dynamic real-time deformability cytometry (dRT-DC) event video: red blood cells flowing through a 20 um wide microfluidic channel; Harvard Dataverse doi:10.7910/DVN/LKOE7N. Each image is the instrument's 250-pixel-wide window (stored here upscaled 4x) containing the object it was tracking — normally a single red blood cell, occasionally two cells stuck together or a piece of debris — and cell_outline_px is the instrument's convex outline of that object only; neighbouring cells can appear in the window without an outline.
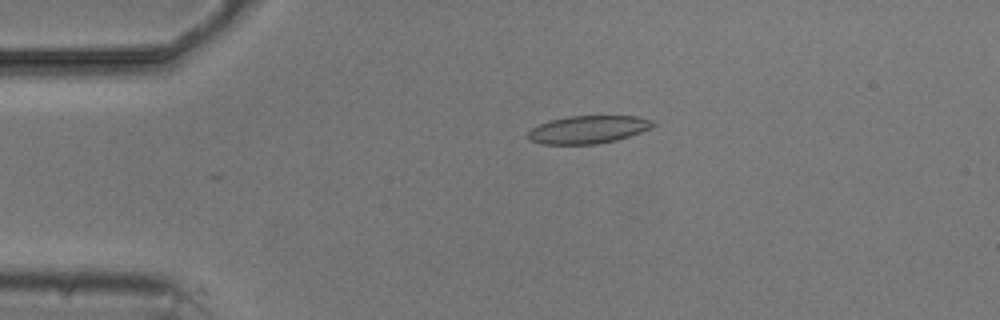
{"species": "common noctule bat (a hibernating species)", "species_latin": "Nyctalus noctula", "temperature_condition": "cold", "stored_images_in_passage": 3, "camera_frame_rate_fps": 3000, "um_per_image_px": 0.085, "animal": {"sex": "male", "body_mass_g": 20.5, "forearm_length_mm": 52.5}, "frame": {"image": 1, "passage_image": 1, "time_ms": 0.0, "image_size_px": [1000, 320], "cell_outline_px": [[656, 124], [652, 128], [616, 140], [596, 144], [540, 144], [528, 140], [528, 132], [532, 128], [548, 120], [568, 116], [636, 116], [652, 120]], "centroid_in_image_um": [49.97, 11.01], "position_along_channel_um": 35.0, "area_um2": 20.29}}